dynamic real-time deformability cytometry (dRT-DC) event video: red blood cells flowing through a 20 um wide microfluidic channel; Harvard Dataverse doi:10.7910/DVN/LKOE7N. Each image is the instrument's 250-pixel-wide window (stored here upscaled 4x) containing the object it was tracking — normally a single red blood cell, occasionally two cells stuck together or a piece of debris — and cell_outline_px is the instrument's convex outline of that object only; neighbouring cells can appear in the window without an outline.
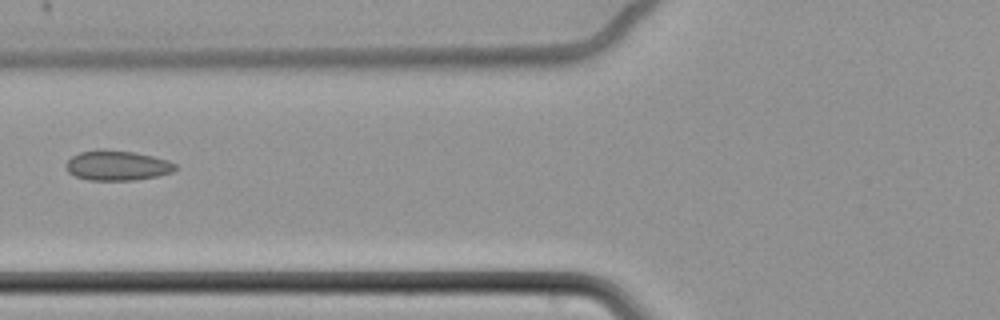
{"species": "common noctule bat (a hibernating species)", "species_latin": "Nyctalus noctula", "temperature_condition": "cold", "stored_images_in_passage": 9, "camera_frame_rate_fps": 3000, "um_per_image_px": 0.085, "animal": {"sex": "female", "body_mass_g": 22.7, "forearm_length_mm": 54.2}, "frame": {"image": 1, "passage_image": 6, "time_ms": 1.667, "image_size_px": [1000, 320], "cell_outline_px": [[176, 168], [172, 172], [156, 176], [136, 180], [88, 180], [76, 176], [68, 172], [64, 168], [64, 164], [72, 156], [80, 152], [96, 148], [100, 148], [136, 152], [168, 160], [176, 164]], "centroid_in_image_um": [9.92, 14.05], "position_along_channel_um": 115.9, "area_um2": 19.36}}
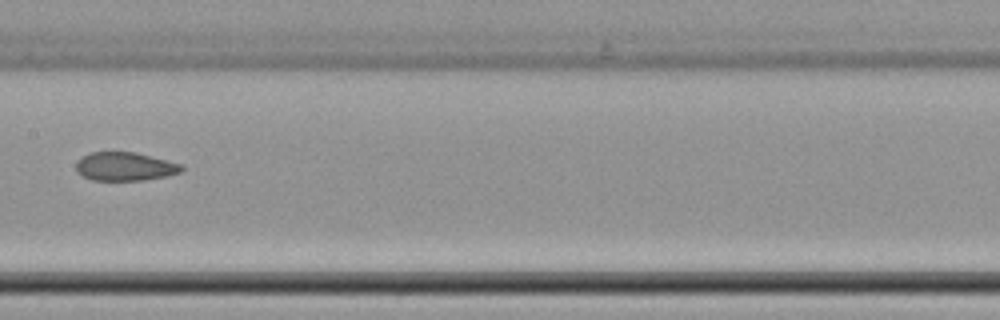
{"frame": {"image": 2, "passage_image": 8, "time_ms": 2.333, "image_size_px": [1000, 320], "cell_outline_px": [[184, 168], [180, 172], [168, 176], [144, 180], [92, 180], [76, 172], [76, 164], [88, 152], [136, 152], [184, 164]], "centroid_in_image_um": [10.67, 14.15], "position_along_channel_um": 196.7, "area_um2": 17.63}}
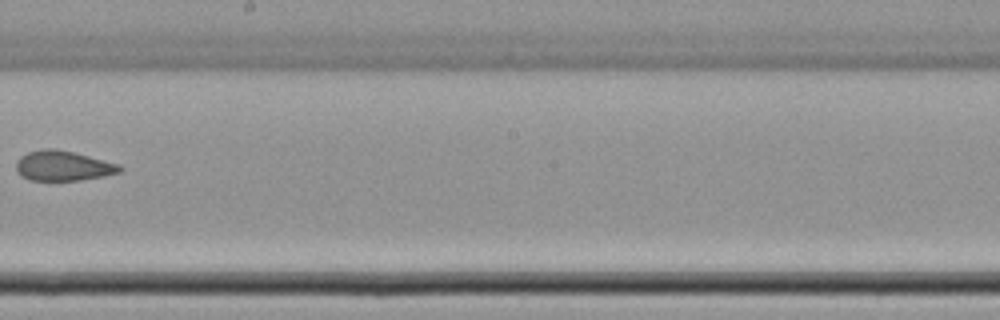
{"frame": {"image": 3, "passage_image": 9, "time_ms": 2.667, "image_size_px": [1000, 320], "cell_outline_px": [[124, 168], [120, 172], [104, 176], [80, 180], [28, 180], [20, 176], [16, 172], [16, 160], [20, 156], [28, 152], [44, 148], [56, 148], [120, 164]], "centroid_in_image_um": [5.33, 14.09], "position_along_channel_um": 242.9, "area_um2": 18.26}}